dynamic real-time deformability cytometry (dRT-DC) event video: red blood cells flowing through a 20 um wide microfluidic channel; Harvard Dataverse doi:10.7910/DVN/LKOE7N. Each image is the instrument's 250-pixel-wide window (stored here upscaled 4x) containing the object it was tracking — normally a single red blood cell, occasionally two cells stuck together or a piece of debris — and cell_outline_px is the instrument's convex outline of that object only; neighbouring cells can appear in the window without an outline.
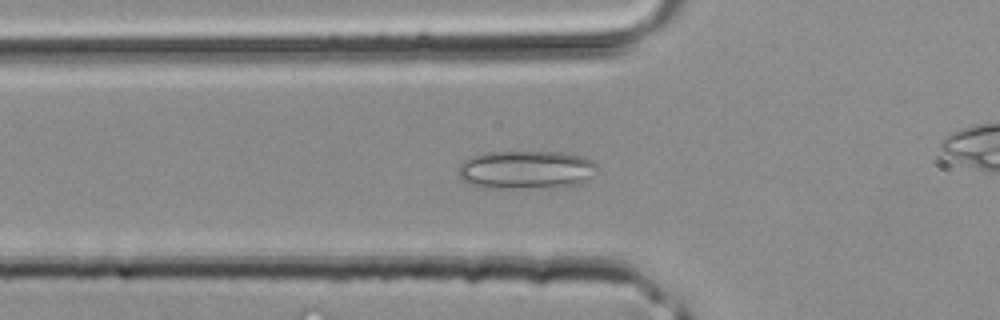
{"species": "common noctule bat (a hibernating species)", "species_latin": "Nyctalus noctula", "temperature_condition": "room temperature", "stored_images_in_passage": 39, "camera_frame_rate_fps": 3000, "um_per_image_px": 0.085, "animal": {"sex": "male", "body_mass_g": 20.4}, "frame": {"image": 1, "passage_image": 13, "time_ms": 4.0, "image_size_px": [1000, 320], "cell_outline_px": [[596, 168], [592, 176], [588, 180], [580, 184], [540, 188], [476, 188], [464, 180], [456, 172], [460, 164], [464, 160], [472, 156], [488, 152], [564, 152], [580, 156], [592, 160], [596, 164]], "centroid_in_image_um": [44.69, 14.44], "position_along_channel_um": 81.1, "area_um2": 31.33}}
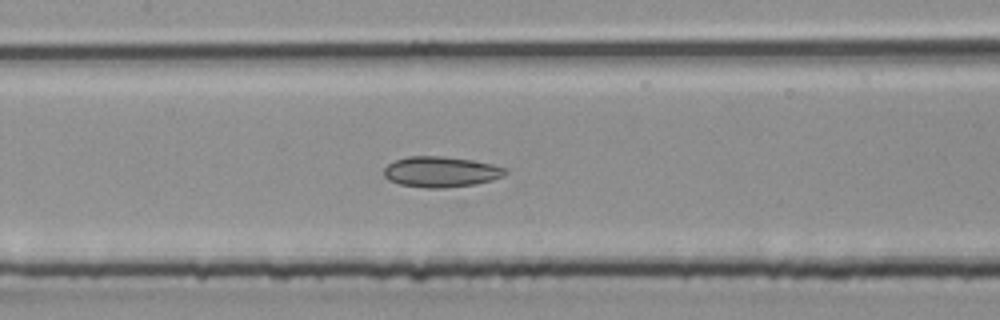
{"frame": {"image": 2, "passage_image": 18, "time_ms": 5.667, "image_size_px": [1000, 320], "cell_outline_px": [[508, 172], [504, 176], [492, 180], [476, 184], [444, 188], [424, 188], [400, 184], [388, 180], [384, 176], [384, 168], [392, 160], [408, 156], [440, 156], [472, 160], [492, 164], [508, 168]], "centroid_in_image_um": [37.48, 14.6], "position_along_channel_um": 169.9, "area_um2": 21.91}}
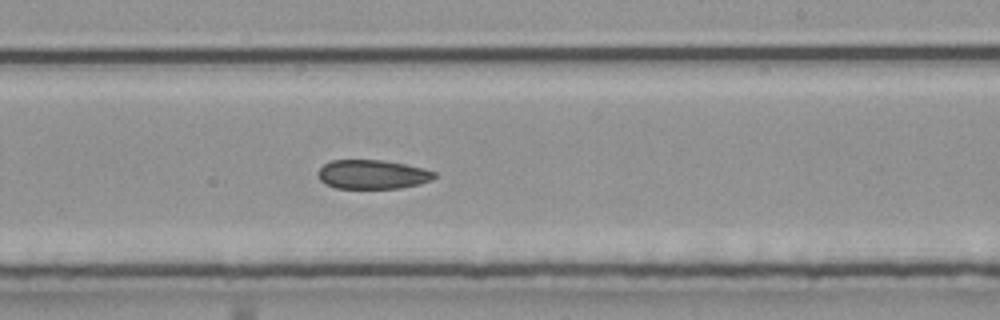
{"frame": {"image": 3, "passage_image": 23, "time_ms": 7.333, "image_size_px": [1000, 320], "cell_outline_px": [[436, 176], [432, 180], [420, 184], [400, 188], [336, 188], [324, 184], [316, 176], [316, 172], [324, 164], [332, 160], [384, 160], [424, 168], [436, 172]], "centroid_in_image_um": [31.64, 14.82], "position_along_channel_um": 257.4, "area_um2": 19.94}}